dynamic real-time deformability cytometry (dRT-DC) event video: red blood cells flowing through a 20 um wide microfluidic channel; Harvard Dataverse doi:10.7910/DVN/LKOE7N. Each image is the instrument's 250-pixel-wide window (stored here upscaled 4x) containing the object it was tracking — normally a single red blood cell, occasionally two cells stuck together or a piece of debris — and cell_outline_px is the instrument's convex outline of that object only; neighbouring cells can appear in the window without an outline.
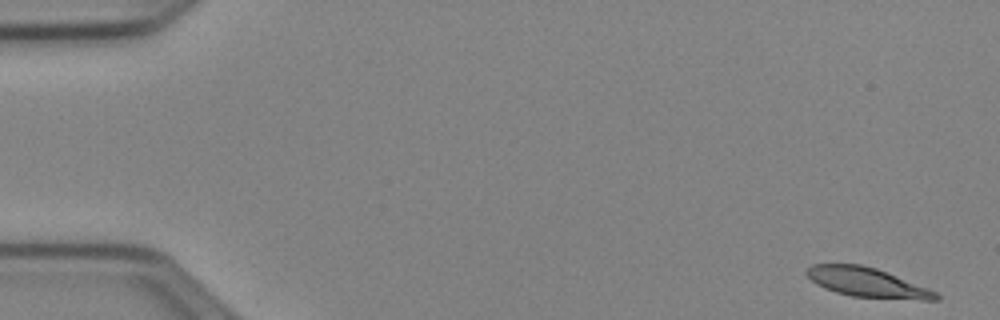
{"species": "Egyptian fruit bat (a non-hibernating species)", "species_latin": "Rousettus aegyptiacus", "temperature_condition": "cold", "stored_images_in_passage": 51, "camera_frame_rate_fps": 3000, "um_per_image_px": 0.085, "animal": {"sex": "female"}, "frame": {"image": 1, "passage_image": 1, "time_ms": 0.0, "image_size_px": [1000, 320], "cell_outline_px": [[940, 300], [920, 300], [852, 296], [836, 292], [824, 288], [816, 284], [804, 272], [812, 264], [860, 264], [876, 268], [928, 288], [936, 292], [940, 296]], "centroid_in_image_um": [73.71, 24.01], "position_along_channel_um": 11.3, "area_um2": 22.02}}
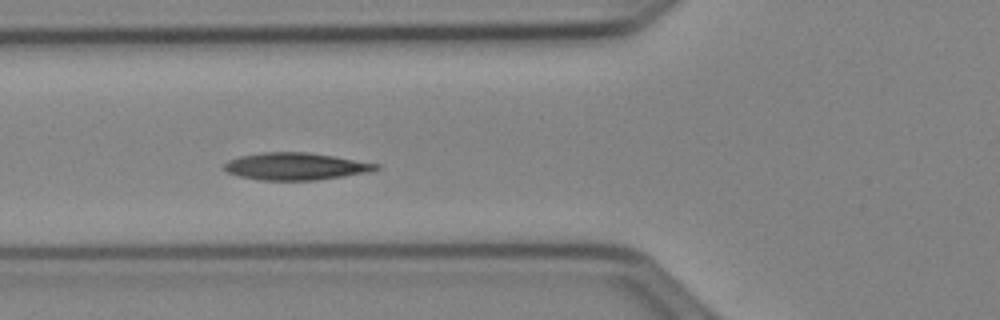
{"frame": {"image": 2, "passage_image": 19, "time_ms": 6.0, "image_size_px": [1000, 320], "cell_outline_px": [[380, 168], [368, 172], [344, 176], [316, 180], [260, 180], [240, 176], [228, 172], [224, 168], [224, 164], [228, 160], [240, 156], [260, 152], [308, 152], [380, 164]], "centroid_in_image_um": [25.12, 14.13], "position_along_channel_um": 100.7, "area_um2": 23.93}}
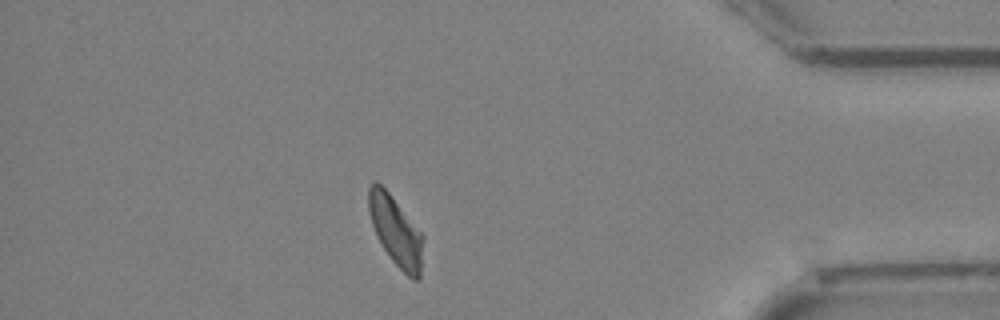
{"frame": {"image": 3, "passage_image": 45, "time_ms": 14.667, "image_size_px": [1000, 320], "cell_outline_px": [[424, 236], [420, 276], [416, 280], [412, 280], [392, 260], [384, 248], [372, 224], [368, 208], [368, 188], [376, 180], [388, 192]], "centroid_in_image_um": [33.65, 19.64], "position_along_channel_um": 401.6, "area_um2": 21.5}, "authors_computed_cell_mechanics": {"area_um2": 23.12, "velocity_mm_per_s": 3.8876, "shape_relaxation_time_tau1_ms": 7.9159, "shape_relaxation_time_tau2_ms": 4.4401, "deformation_change_tau1": 0.1855, "deformation_change_tau2": 0.0939}}